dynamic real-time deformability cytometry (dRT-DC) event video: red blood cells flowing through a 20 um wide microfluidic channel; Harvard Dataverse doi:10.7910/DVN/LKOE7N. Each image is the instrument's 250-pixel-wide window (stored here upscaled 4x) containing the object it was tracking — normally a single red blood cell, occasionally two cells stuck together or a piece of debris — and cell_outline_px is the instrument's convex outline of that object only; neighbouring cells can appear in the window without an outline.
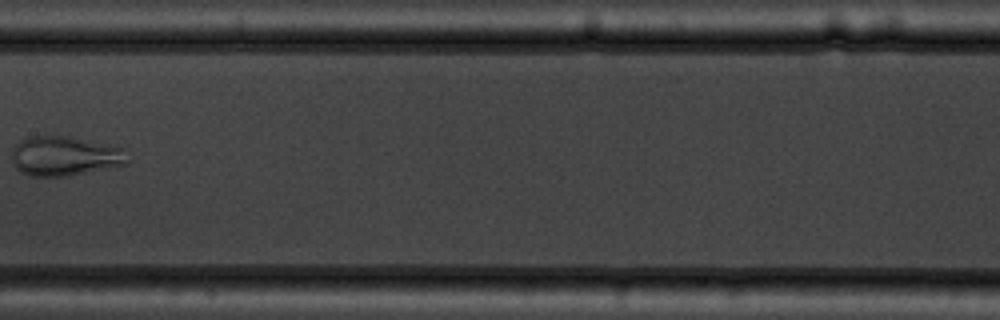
{"species": "common noctule bat (a hibernating species)", "species_latin": "Nyctalus noctula", "temperature_condition": "warm", "stored_images_in_passage": 9, "camera_frame_rate_fps": 3000, "um_per_image_px": 0.085, "animal": {"sex": "male", "body_mass_g": 19.5, "forearm_length_mm": 54.6}, "frame": {"image": 1, "passage_image": 8, "time_ms": 9.0, "image_size_px": [1000, 320], "cell_outline_px": [[128, 160], [124, 164], [108, 168], [68, 176], [28, 176], [20, 172], [16, 168], [12, 160], [12, 148], [20, 140], [28, 136], [72, 136], [112, 144], [120, 148]], "centroid_in_image_um": [5.45, 13.25], "position_along_channel_um": 201.9, "area_um2": 26.82}}